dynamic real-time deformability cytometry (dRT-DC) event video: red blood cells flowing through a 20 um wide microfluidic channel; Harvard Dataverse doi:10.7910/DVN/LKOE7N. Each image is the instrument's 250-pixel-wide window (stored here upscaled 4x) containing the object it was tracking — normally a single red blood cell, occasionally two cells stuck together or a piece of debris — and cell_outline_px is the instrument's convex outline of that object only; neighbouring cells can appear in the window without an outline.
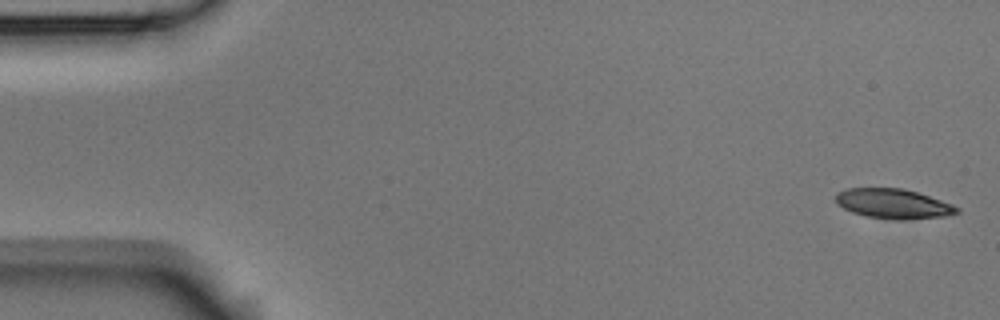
{"species": "Egyptian fruit bat (a non-hibernating species)", "species_latin": "Rousettus aegyptiacus", "temperature_condition": "room temperature", "stored_images_in_passage": 4, "camera_frame_rate_fps": 3000, "um_per_image_px": 0.085, "animal": {"sex": "male"}, "frame": {"image": 1, "passage_image": 1, "time_ms": 0.0, "image_size_px": [1000, 320], "cell_outline_px": [[960, 212], [944, 216], [904, 220], [896, 220], [868, 216], [852, 212], [836, 204], [836, 192], [848, 188], [904, 188], [952, 204], [960, 208]], "centroid_in_image_um": [75.92, 17.31], "position_along_channel_um": 9.1, "area_um2": 20.92}}
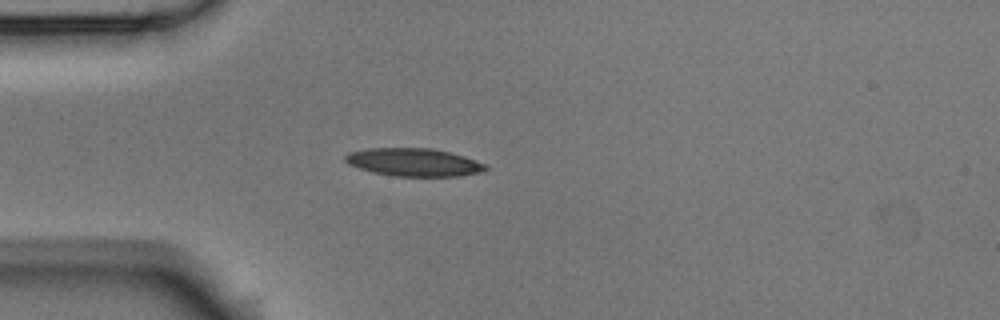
{"frame": {"image": 2, "passage_image": 4, "time_ms": 1.0, "image_size_px": [1000, 320], "cell_outline_px": [[488, 168], [480, 172], [460, 176], [396, 176], [372, 172], [348, 164], [344, 160], [344, 156], [348, 152], [368, 148], [432, 148], [464, 156], [488, 164]], "centroid_in_image_um": [35.17, 13.79], "position_along_channel_um": 49.8, "area_um2": 22.89}}